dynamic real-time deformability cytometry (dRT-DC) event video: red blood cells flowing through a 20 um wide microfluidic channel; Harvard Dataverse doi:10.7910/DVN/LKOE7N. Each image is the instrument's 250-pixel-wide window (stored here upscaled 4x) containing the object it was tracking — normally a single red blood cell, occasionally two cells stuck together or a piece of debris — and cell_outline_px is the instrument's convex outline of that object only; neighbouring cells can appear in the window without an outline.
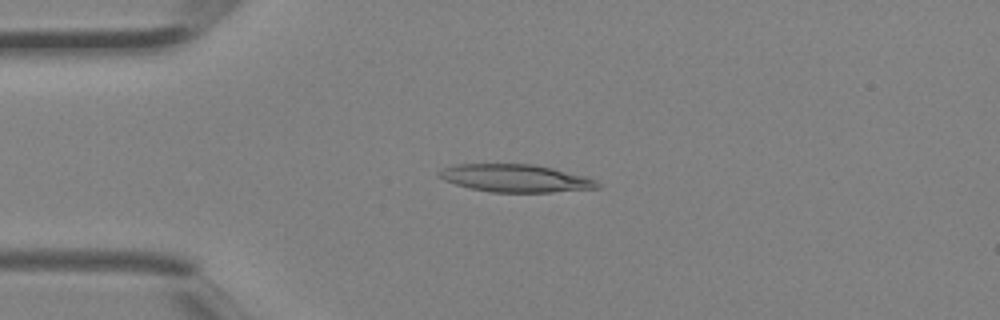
{"species": "Egyptian fruit bat (a non-hibernating species)", "species_latin": "Rousettus aegyptiacus", "temperature_condition": "room temperature", "stored_images_in_passage": 3, "camera_frame_rate_fps": 3000, "um_per_image_px": 0.085, "animal": {"sex": "female"}, "frame": {"image": 1, "passage_image": 2, "time_ms": 0.333, "image_size_px": [1000, 320], "cell_outline_px": [[600, 188], [552, 192], [492, 192], [472, 188], [456, 184], [444, 180], [436, 172], [444, 168], [456, 164], [536, 164], [588, 176], [596, 180], [600, 184]], "centroid_in_image_um": [43.88, 15.14], "position_along_channel_um": 41.1, "area_um2": 25.61}}
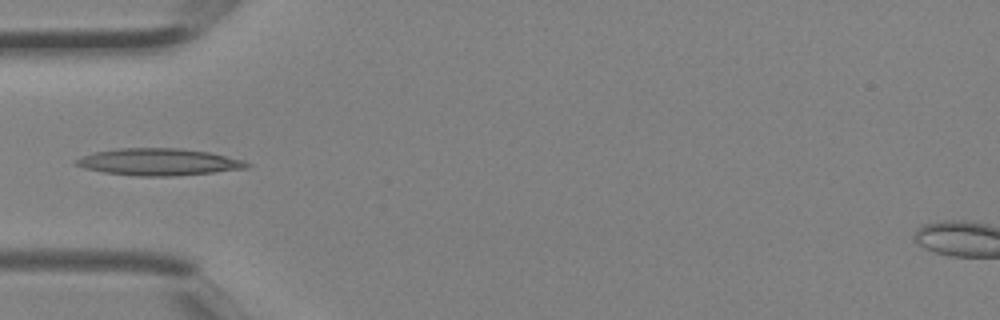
{"frame": {"image": 2, "passage_image": 3, "time_ms": 0.667, "image_size_px": [1000, 320], "cell_outline_px": [[252, 164], [248, 168], [176, 176], [140, 176], [104, 172], [84, 168], [76, 164], [72, 160], [80, 156], [92, 152], [116, 148], [180, 148], [208, 152], [244, 160]], "centroid_in_image_um": [13.45, 13.76], "position_along_channel_um": 71.5, "area_um2": 26.93}}